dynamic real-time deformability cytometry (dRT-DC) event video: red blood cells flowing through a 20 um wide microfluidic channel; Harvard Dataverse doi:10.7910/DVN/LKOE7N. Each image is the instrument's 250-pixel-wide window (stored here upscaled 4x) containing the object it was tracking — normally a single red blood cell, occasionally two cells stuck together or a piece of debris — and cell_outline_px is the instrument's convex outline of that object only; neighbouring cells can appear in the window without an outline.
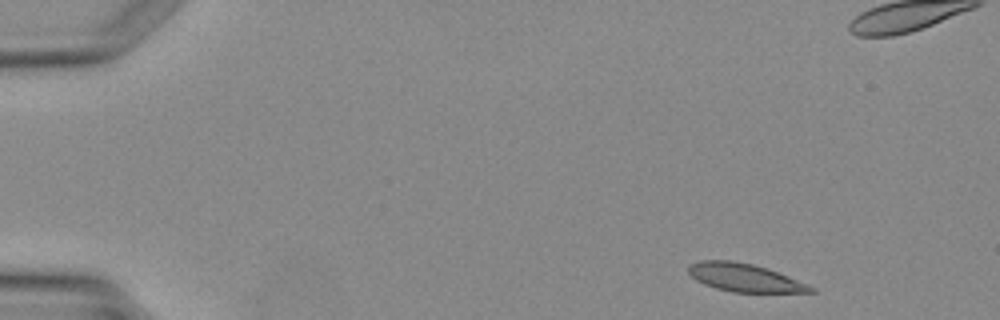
{"species": "Egyptian fruit bat (a non-hibernating species)", "species_latin": "Rousettus aegyptiacus", "temperature_condition": "warm", "stored_images_in_passage": 4, "camera_frame_rate_fps": 3000, "um_per_image_px": 0.085, "animal": {"sex": "female"}, "frame": {"image": 1, "passage_image": 1, "time_ms": 0.0, "image_size_px": [1000, 320], "cell_outline_px": [[816, 292], [732, 292], [716, 288], [704, 284], [696, 280], [688, 272], [688, 264], [700, 260], [732, 260], [752, 264], [776, 272], [808, 284], [816, 288]], "centroid_in_image_um": [63.25, 23.6], "position_along_channel_um": 21.7, "area_um2": 19.83}}